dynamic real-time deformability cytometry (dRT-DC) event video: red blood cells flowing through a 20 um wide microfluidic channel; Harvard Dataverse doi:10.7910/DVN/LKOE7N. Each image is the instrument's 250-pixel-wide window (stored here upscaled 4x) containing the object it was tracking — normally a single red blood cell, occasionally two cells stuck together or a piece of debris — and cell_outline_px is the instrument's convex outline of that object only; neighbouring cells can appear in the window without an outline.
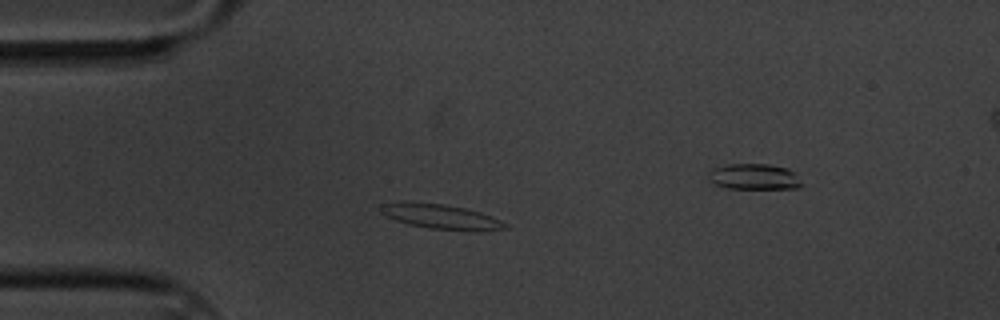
{"species": "common noctule bat (a hibernating species)", "species_latin": "Nyctalus noctula", "temperature_condition": "cold", "stored_images_in_passage": 48, "camera_frame_rate_fps": 3000, "um_per_image_px": 0.085, "animal": {"sex": "male", "body_mass_g": 20.1, "forearm_length_mm": 53.5}, "frame": {"image": 1, "passage_image": 2, "time_ms": 0.333, "image_size_px": [1000, 320], "cell_outline_px": [[508, 228], [476, 232], [428, 228], [408, 224], [384, 216], [376, 208], [380, 204], [444, 204], [464, 208], [480, 212], [500, 220]], "centroid_in_image_um": [37.5, 18.46], "position_along_channel_um": 47.5, "area_um2": 17.51}}
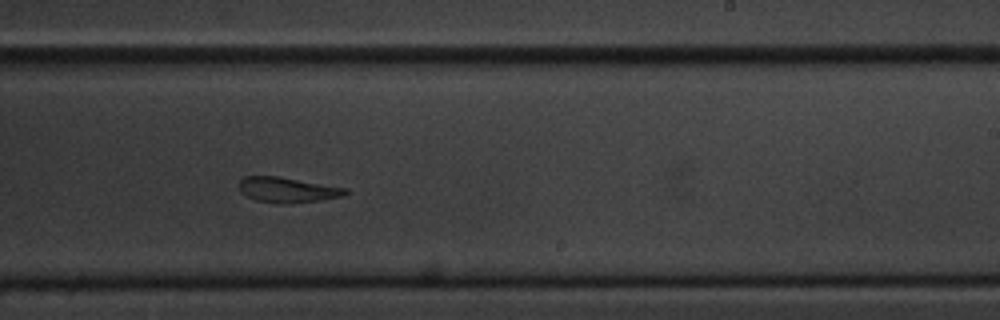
{"frame": {"image": 2, "passage_image": 23, "time_ms": 7.333, "image_size_px": [1000, 320], "cell_outline_px": [[348, 192], [344, 196], [320, 200], [288, 204], [280, 204], [256, 200], [240, 192], [236, 184], [244, 176], [276, 176], [348, 188]], "centroid_in_image_um": [24.4, 16.14], "position_along_channel_um": 264.6, "area_um2": 15.78}}
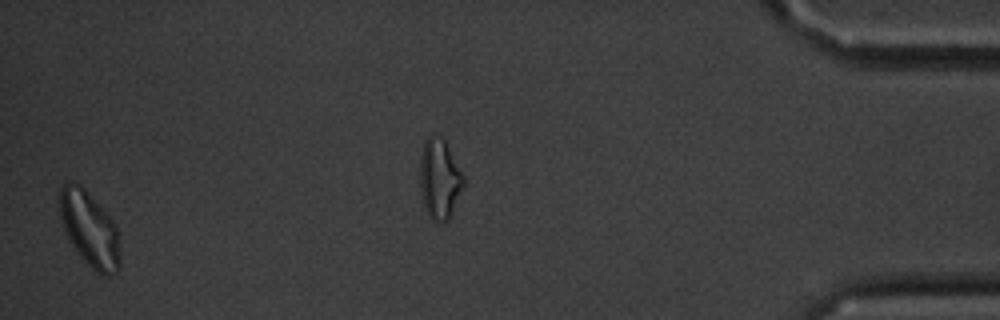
{"frame": {"image": 3, "passage_image": 46, "time_ms": 15.0, "image_size_px": [1000, 320], "cell_outline_px": [[120, 268], [116, 272], [108, 276], [100, 276], [76, 252], [68, 240], [60, 220], [60, 188], [68, 180], [72, 180], [80, 184], [84, 188], [112, 220], [116, 228], [120, 240]], "centroid_in_image_um": [7.61, 19.5], "position_along_channel_um": 427.6, "area_um2": 26.65}, "authors_computed_cell_mechanics": {"area_um2": 16.9065, "velocity_mm_per_s": 3.2961, "shape_relaxation_time_tau1_ms": 3.1451, "shape_relaxation_time_tau2_ms": 2.7671, "deformation_change_tau1": 0.1297, "deformation_change_tau2": 0.0976}}